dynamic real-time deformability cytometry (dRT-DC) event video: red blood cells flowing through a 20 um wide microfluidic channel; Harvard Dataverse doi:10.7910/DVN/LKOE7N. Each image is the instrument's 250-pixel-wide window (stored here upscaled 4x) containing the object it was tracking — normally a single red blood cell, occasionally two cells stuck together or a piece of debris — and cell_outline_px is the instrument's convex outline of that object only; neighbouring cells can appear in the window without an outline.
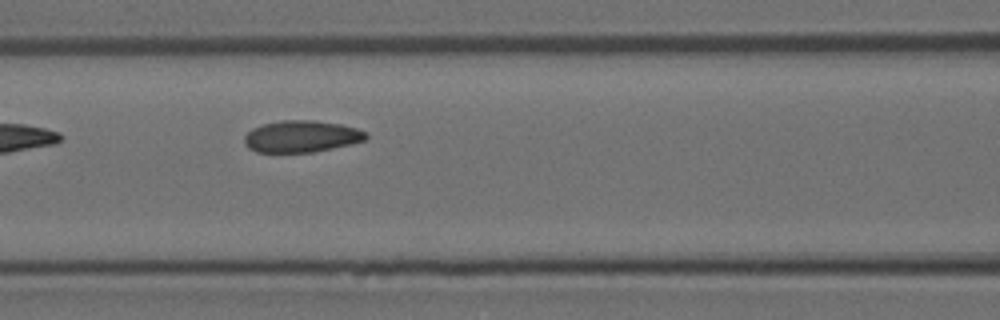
{"species": "Egyptian fruit bat (a non-hibernating species)", "species_latin": "Rousettus aegyptiacus", "temperature_condition": "room temperature", "stored_images_in_passage": 6, "camera_frame_rate_fps": 3000, "um_per_image_px": 0.085, "animal": {"sex": "female"}, "frame": {"image": 1, "passage_image": 6, "time_ms": 6.333, "image_size_px": [1000, 320], "cell_outline_px": [[368, 136], [364, 140], [332, 148], [312, 152], [256, 152], [248, 148], [244, 144], [244, 136], [252, 128], [264, 124], [280, 120], [316, 120], [340, 124], [356, 128], [368, 132]], "centroid_in_image_um": [25.6, 11.59], "position_along_channel_um": 141.0, "area_um2": 22.48}}